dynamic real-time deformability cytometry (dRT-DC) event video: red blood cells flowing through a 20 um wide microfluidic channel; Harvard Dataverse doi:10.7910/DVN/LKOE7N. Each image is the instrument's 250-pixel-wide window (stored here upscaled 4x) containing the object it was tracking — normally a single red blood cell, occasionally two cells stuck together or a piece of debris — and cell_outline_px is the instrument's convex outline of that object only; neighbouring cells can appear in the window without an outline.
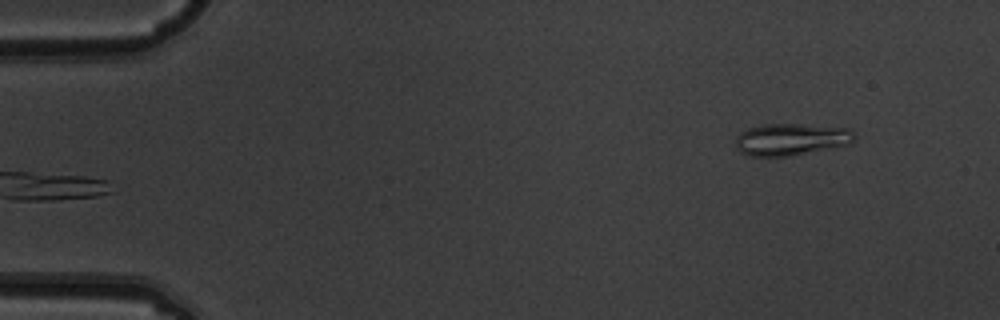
{"species": "common noctule bat (a hibernating species)", "species_latin": "Nyctalus noctula", "temperature_condition": "warm", "stored_images_in_passage": 5, "camera_frame_rate_fps": 3000, "um_per_image_px": 0.085, "animal": {"sex": "male", "body_mass_g": 19.5, "forearm_length_mm": 54.6}, "frame": {"image": 1, "passage_image": 5, "time_ms": 1.333, "image_size_px": [1000, 320], "cell_outline_px": [[856, 136], [848, 144], [792, 156], [748, 156], [740, 152], [736, 148], [736, 136], [740, 132], [748, 128], [764, 124], [800, 124], [848, 128]], "centroid_in_image_um": [67.19, 11.85], "position_along_channel_um": 17.8, "area_um2": 22.08}}